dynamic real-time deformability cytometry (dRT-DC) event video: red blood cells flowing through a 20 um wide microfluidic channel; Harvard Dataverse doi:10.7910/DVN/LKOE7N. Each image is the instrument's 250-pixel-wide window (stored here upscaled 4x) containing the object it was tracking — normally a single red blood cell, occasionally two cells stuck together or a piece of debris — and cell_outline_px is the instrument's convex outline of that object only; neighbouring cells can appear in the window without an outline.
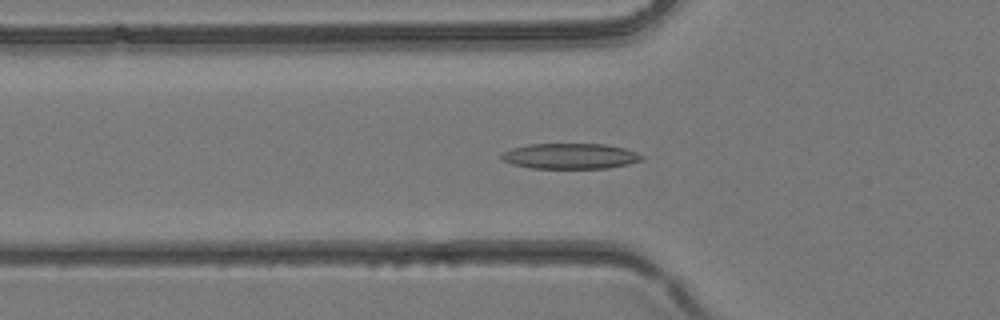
{"species": "common noctule bat (a hibernating species)", "species_latin": "Nyctalus noctula", "temperature_condition": "room temperature", "stored_images_in_passage": 29, "camera_frame_rate_fps": 3000, "um_per_image_px": 0.085, "animal": {"sex": "female", "body_mass_g": 24.6, "forearm_length_mm": 56.2}, "frame": {"image": 1, "passage_image": 7, "time_ms": 2.0, "image_size_px": [1000, 320], "cell_outline_px": [[644, 160], [628, 164], [608, 168], [532, 168], [512, 164], [500, 160], [500, 152], [512, 148], [528, 144], [608, 144], [624, 148], [636, 152], [644, 156]], "centroid_in_image_um": [48.45, 13.26], "position_along_channel_um": 77.4, "area_um2": 21.1}}
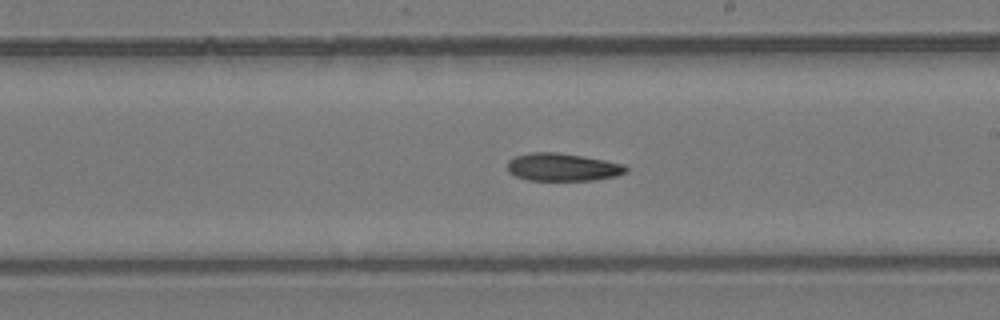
{"frame": {"image": 2, "passage_image": 16, "time_ms": 5.0, "image_size_px": [1000, 320], "cell_outline_px": [[628, 172], [616, 176], [592, 180], [528, 180], [516, 176], [508, 172], [508, 160], [516, 156], [532, 152], [556, 152], [584, 156], [624, 164], [628, 168]], "centroid_in_image_um": [47.83, 14.2], "position_along_channel_um": 241.2, "area_um2": 19.19}}
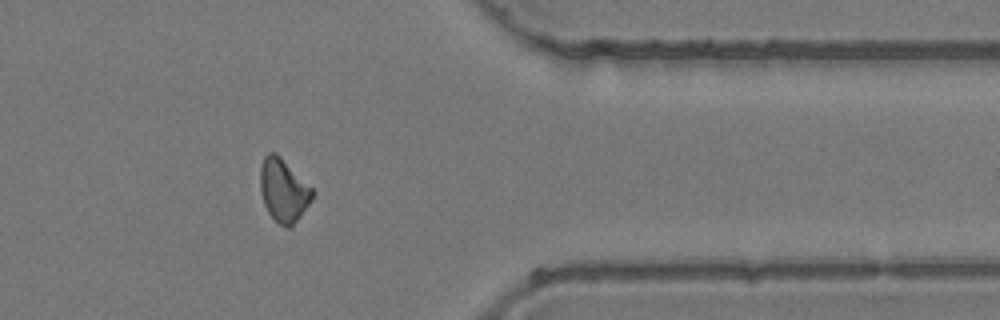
{"frame": {"image": 3, "passage_image": 25, "time_ms": 8.0, "image_size_px": [1000, 320], "cell_outline_px": [[312, 200], [292, 228], [288, 228], [280, 224], [268, 212], [264, 204], [260, 192], [260, 168], [264, 156], [268, 152], [276, 152], [312, 188]], "centroid_in_image_um": [24.08, 16.18], "position_along_channel_um": 387.3, "area_um2": 19.07}}